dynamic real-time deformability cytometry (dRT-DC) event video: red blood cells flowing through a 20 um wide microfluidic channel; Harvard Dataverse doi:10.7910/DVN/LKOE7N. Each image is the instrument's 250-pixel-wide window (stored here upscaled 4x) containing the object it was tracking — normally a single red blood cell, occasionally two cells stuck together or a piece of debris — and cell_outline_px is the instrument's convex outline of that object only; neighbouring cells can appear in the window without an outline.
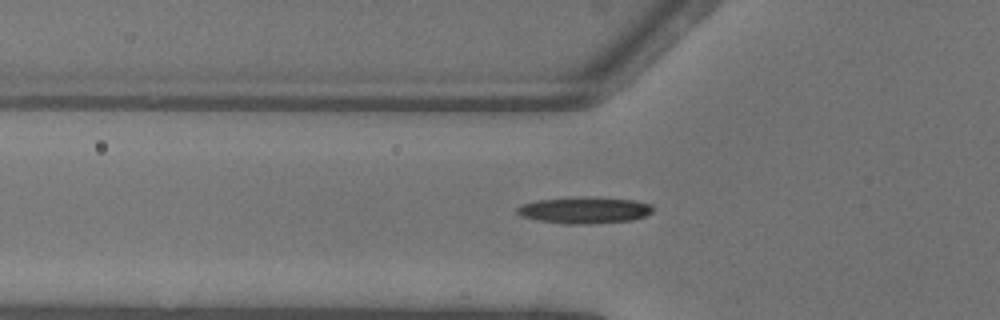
{"species": "common noctule bat (a hibernating species)", "species_latin": "Nyctalus noctula", "temperature_condition": "warm", "stored_images_in_passage": 31, "camera_frame_rate_fps": 3000, "um_per_image_px": 0.085, "animal": {"sex": "female"}, "frame": {"image": 1, "passage_image": 2, "time_ms": 0.333, "image_size_px": [1000, 320], "cell_outline_px": [[652, 212], [644, 216], [632, 220], [588, 224], [568, 224], [540, 220], [520, 216], [516, 212], [516, 208], [520, 204], [536, 200], [576, 196], [588, 196], [632, 200], [652, 204]], "centroid_in_image_um": [49.64, 17.85], "position_along_channel_um": 76.2, "area_um2": 21.15}}
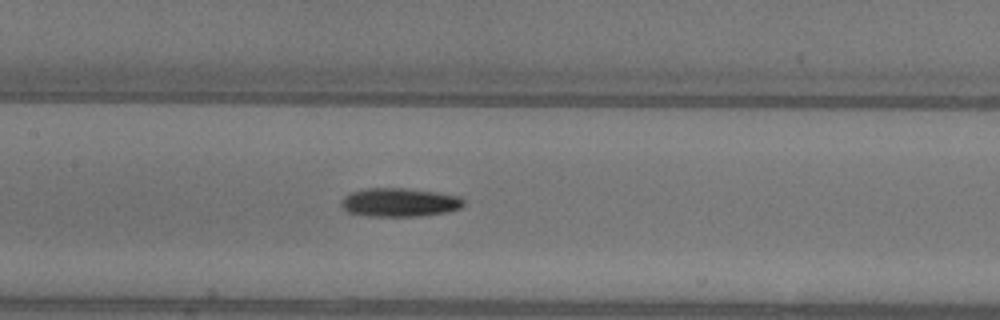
{"frame": {"image": 2, "passage_image": 9, "time_ms": 2.667, "image_size_px": [1000, 320], "cell_outline_px": [[464, 204], [460, 208], [448, 212], [416, 216], [368, 216], [348, 212], [340, 204], [340, 200], [344, 196], [352, 192], [368, 188], [404, 188], [436, 192], [460, 196], [464, 200]], "centroid_in_image_um": [33.96, 17.2], "position_along_channel_um": 173.4, "area_um2": 20.4}}
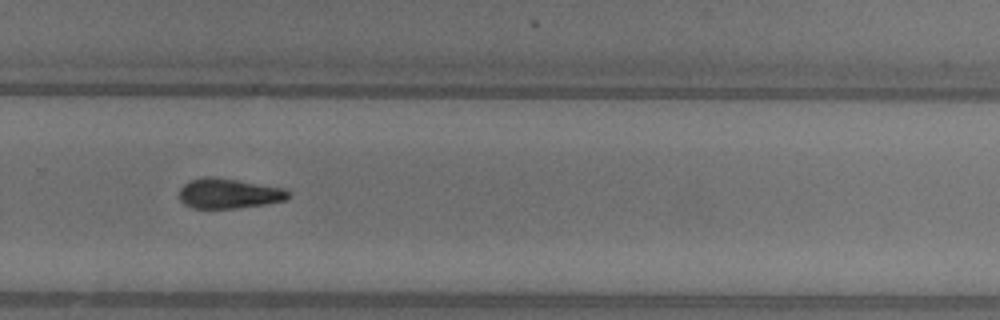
{"frame": {"image": 3, "passage_image": 19, "time_ms": 6.0, "image_size_px": [1000, 320], "cell_outline_px": [[288, 196], [284, 200], [264, 204], [236, 208], [192, 208], [184, 204], [180, 200], [180, 188], [188, 180], [204, 176], [212, 176], [284, 188], [288, 192]], "centroid_in_image_um": [19.38, 16.44], "position_along_channel_um": 310.4, "area_um2": 18.9}}